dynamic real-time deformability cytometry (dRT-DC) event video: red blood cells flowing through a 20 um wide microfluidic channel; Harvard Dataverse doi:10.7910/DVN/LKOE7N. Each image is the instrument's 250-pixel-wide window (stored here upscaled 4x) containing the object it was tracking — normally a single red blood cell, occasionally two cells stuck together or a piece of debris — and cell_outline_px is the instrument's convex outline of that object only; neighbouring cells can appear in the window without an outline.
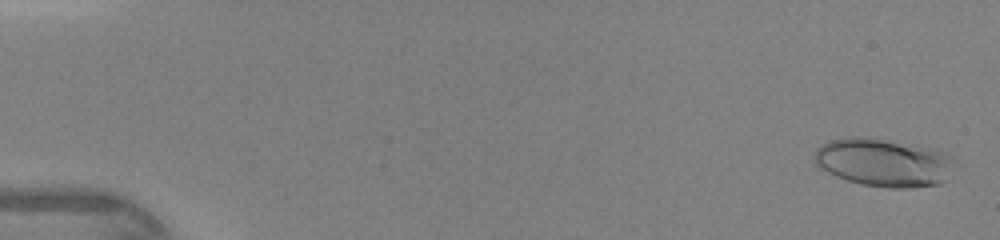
{"species": "human", "species_latin": "Homo sapiens", "temperature_condition": "warm", "stored_images_in_passage": 47, "camera_frame_rate_fps": 3000, "um_per_image_px": 0.085, "donor": {"sex": "female"}, "frame": {"image": 1, "passage_image": 2, "time_ms": 0.333, "image_size_px": [1000, 240], "cell_outline_px": [[952, 156], [944, 180], [940, 184], [912, 188], [888, 188], [860, 184], [836, 176], [820, 168], [812, 160], [812, 156], [816, 148], [828, 140], [852, 136], [860, 136], [884, 140], [928, 148], [944, 152]], "centroid_in_image_um": [74.98, 13.81], "position_along_channel_um": 10.0, "area_um2": 38.78}}
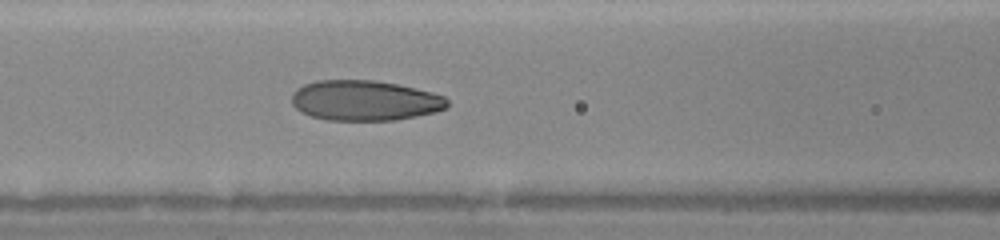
{"frame": {"image": 2, "passage_image": 21, "time_ms": 6.667, "image_size_px": [1000, 240], "cell_outline_px": [[448, 108], [436, 112], [396, 120], [328, 120], [312, 116], [300, 112], [292, 104], [292, 92], [296, 88], [304, 84], [316, 80], [376, 80], [396, 84], [432, 92], [444, 96], [448, 100]], "centroid_in_image_um": [31.0, 8.54], "position_along_channel_um": 135.6, "area_um2": 36.7}}
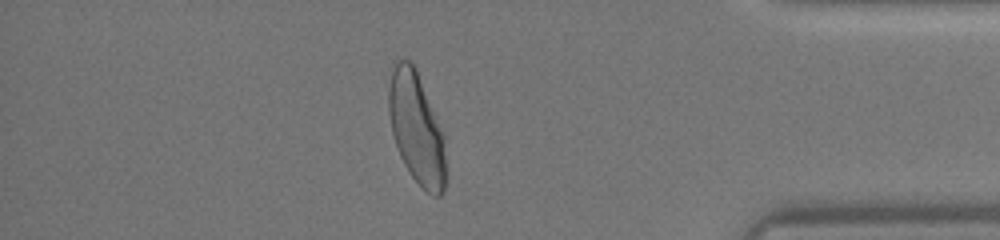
{"frame": {"image": 3, "passage_image": 41, "time_ms": 13.333, "image_size_px": [1000, 240], "cell_outline_px": [[444, 192], [440, 196], [432, 196], [408, 172], [400, 156], [392, 132], [388, 112], [388, 68], [392, 60], [404, 56], [412, 60], [416, 68], [444, 140]], "centroid_in_image_um": [35.31, 10.76], "position_along_channel_um": 399.9, "area_um2": 37.05}}